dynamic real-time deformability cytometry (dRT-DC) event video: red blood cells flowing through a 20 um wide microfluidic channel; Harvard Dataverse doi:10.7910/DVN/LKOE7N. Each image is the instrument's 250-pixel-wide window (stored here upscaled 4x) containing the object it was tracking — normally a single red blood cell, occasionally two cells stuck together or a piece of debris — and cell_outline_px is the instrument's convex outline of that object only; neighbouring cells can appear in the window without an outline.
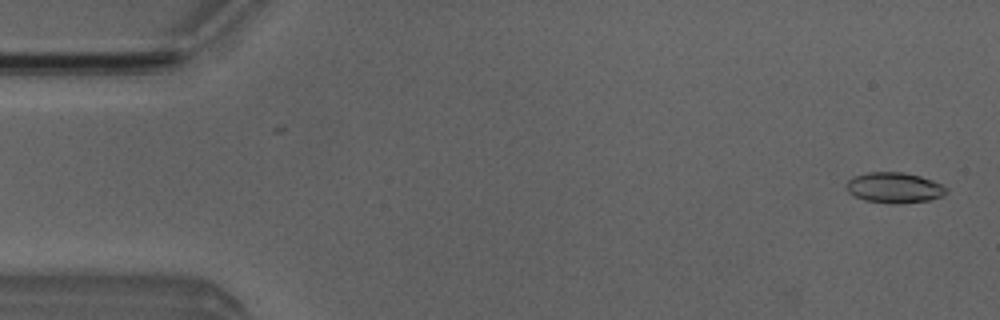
{"species": "Egyptian fruit bat (a non-hibernating species)", "species_latin": "Rousettus aegyptiacus", "temperature_condition": "room temperature", "stored_images_in_passage": 4, "camera_frame_rate_fps": 3000, "um_per_image_px": 0.085, "animal": {"sex": "male"}, "frame": {"image": 1, "passage_image": 1, "time_ms": 0.0, "image_size_px": [1000, 320], "cell_outline_px": [[948, 192], [944, 196], [928, 200], [896, 204], [892, 204], [864, 200], [848, 192], [844, 184], [852, 176], [868, 172], [904, 172], [920, 176], [932, 180], [948, 188]], "centroid_in_image_um": [76.0, 15.95], "position_along_channel_um": 9.0, "area_um2": 17.98}}